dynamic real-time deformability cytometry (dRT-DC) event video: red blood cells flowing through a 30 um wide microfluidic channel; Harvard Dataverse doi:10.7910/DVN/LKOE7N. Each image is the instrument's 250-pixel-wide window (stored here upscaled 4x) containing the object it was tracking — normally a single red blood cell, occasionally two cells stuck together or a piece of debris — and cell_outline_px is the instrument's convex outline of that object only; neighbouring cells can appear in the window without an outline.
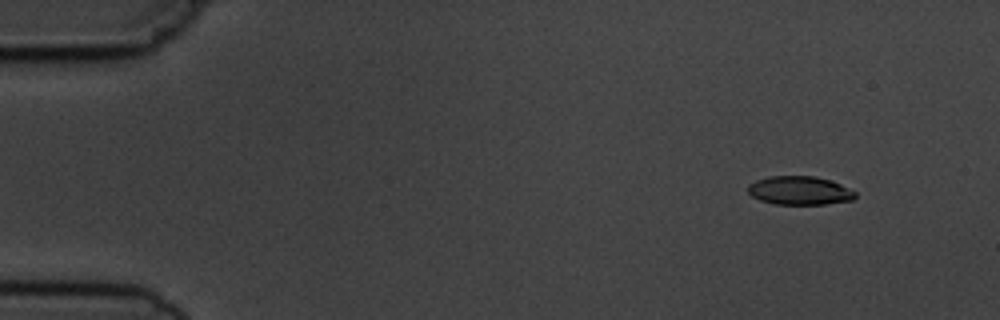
{"species": "common noctule bat (a hibernating species)", "species_latin": "Nyctalus noctula", "temperature_condition": "cold", "stored_images_in_passage": 4, "camera_frame_rate_fps": 3000, "um_per_image_px": 0.085, "animal": {"sex": "male", "body_mass_g": 19.5, "forearm_length_mm": 54.6}, "frame": {"image": 1, "passage_image": 2, "time_ms": 1.0, "image_size_px": [1000, 320], "cell_outline_px": [[856, 196], [852, 200], [824, 204], [776, 204], [760, 200], [752, 196], [748, 192], [748, 184], [756, 180], [768, 176], [816, 176], [840, 184], [856, 192]], "centroid_in_image_um": [67.95, 16.19], "position_along_channel_um": 17.1, "area_um2": 17.8}}